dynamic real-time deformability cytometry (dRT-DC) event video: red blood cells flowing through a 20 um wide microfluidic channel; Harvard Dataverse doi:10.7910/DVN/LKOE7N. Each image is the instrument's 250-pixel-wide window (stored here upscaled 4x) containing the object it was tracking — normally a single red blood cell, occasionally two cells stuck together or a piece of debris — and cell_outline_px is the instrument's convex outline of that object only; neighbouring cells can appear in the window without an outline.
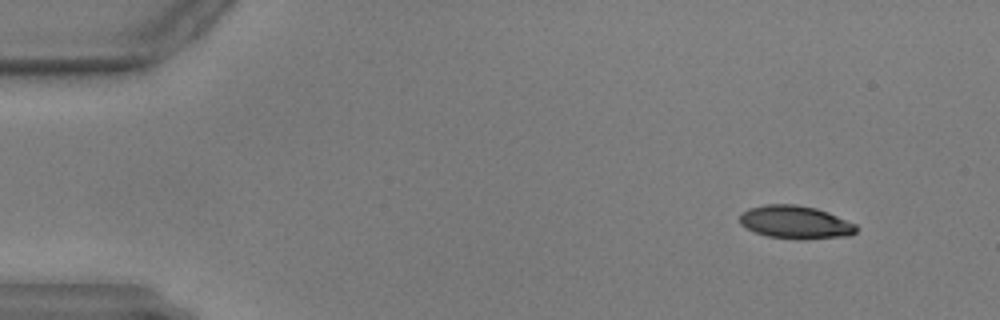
{"species": "common noctule bat (a hibernating species)", "species_latin": "Nyctalus noctula", "temperature_condition": "warm", "stored_images_in_passage": 59, "camera_frame_rate_fps": 3000, "um_per_image_px": 0.085, "animal": {"sex": "male", "body_mass_g": 17.9, "forearm_length_mm": 54.2}, "frame": {"image": 1, "passage_image": 6, "time_ms": 1.667, "image_size_px": [1000, 320], "cell_outline_px": [[860, 228], [852, 236], [804, 240], [800, 240], [768, 236], [756, 232], [740, 224], [740, 216], [748, 208], [764, 204], [796, 204], [816, 208], [828, 212], [856, 224]], "centroid_in_image_um": [67.67, 18.9], "position_along_channel_um": 17.3, "area_um2": 22.72}}
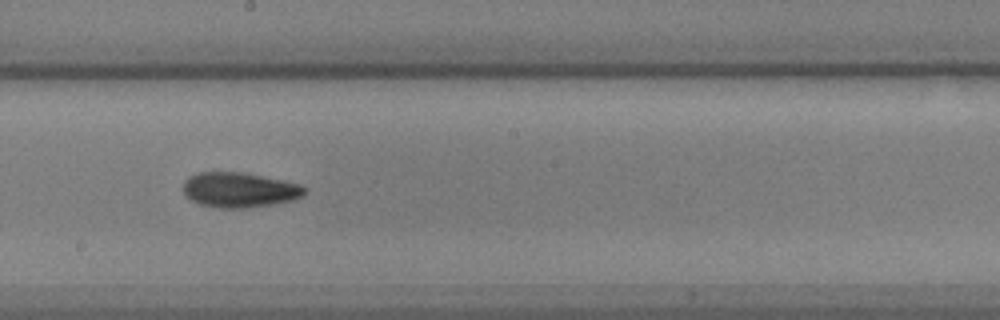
{"frame": {"image": 2, "passage_image": 33, "time_ms": 10.667, "image_size_px": [1000, 320], "cell_outline_px": [[304, 196], [292, 200], [272, 204], [244, 208], [220, 208], [200, 204], [192, 200], [184, 192], [184, 180], [188, 176], [196, 172], [244, 172], [284, 180], [300, 184], [304, 188]], "centroid_in_image_um": [20.34, 16.12], "position_along_channel_um": 227.9, "area_um2": 24.74}}
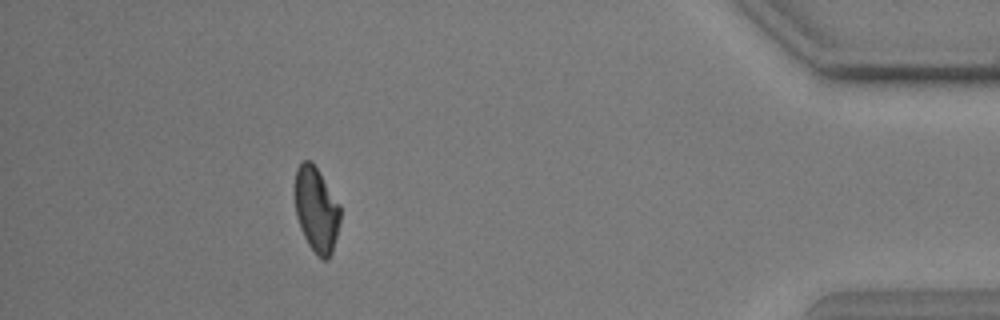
{"frame": {"image": 3, "passage_image": 53, "time_ms": 17.333, "image_size_px": [1000, 320], "cell_outline_px": [[340, 220], [332, 252], [328, 260], [324, 260], [316, 256], [308, 244], [300, 228], [296, 216], [292, 192], [296, 168], [304, 160], [312, 160], [320, 172], [340, 204]], "centroid_in_image_um": [26.85, 17.78], "position_along_channel_um": 408.4, "area_um2": 23.18}}